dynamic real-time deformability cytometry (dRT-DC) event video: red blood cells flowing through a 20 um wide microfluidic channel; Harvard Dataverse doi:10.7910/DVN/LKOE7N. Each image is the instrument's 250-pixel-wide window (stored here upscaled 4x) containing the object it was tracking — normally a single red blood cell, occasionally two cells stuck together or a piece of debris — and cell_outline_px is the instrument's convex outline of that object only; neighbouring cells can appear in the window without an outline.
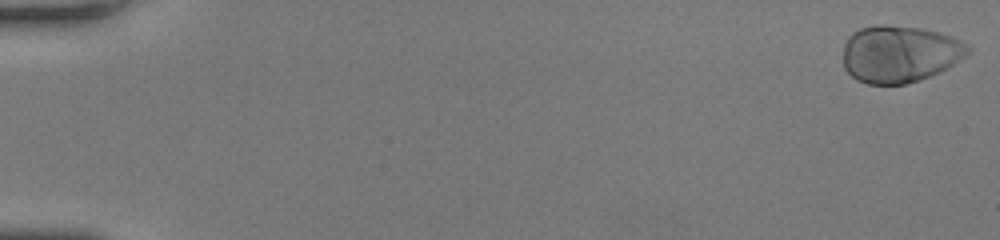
{"species": "human", "species_latin": "Homo sapiens", "temperature_condition": "room temperature", "stored_images_in_passage": 51, "camera_frame_rate_fps": 3000, "um_per_image_px": 0.085, "donor": {"sex": "female"}, "frame": {"image": 1, "passage_image": 1, "time_ms": 0.0, "image_size_px": [1000, 240], "cell_outline_px": [[972, 52], [940, 72], [904, 84], [868, 84], [856, 80], [844, 68], [844, 44], [848, 36], [852, 32], [860, 28], [880, 24], [920, 28], [936, 32], [960, 40], [968, 44], [972, 48]], "centroid_in_image_um": [76.46, 4.58], "position_along_channel_um": 8.5, "area_um2": 41.38}}
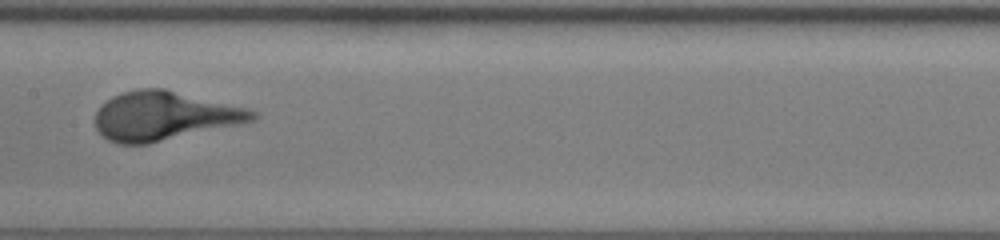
{"frame": {"image": 2, "passage_image": 28, "time_ms": 9.0, "image_size_px": [1000, 240], "cell_outline_px": [[260, 116], [252, 120], [236, 124], [148, 144], [120, 144], [108, 140], [96, 128], [96, 112], [112, 96], [120, 92], [140, 88], [164, 88], [248, 108], [260, 112]], "centroid_in_image_um": [13.96, 9.84], "position_along_channel_um": 193.4, "area_um2": 44.45}}
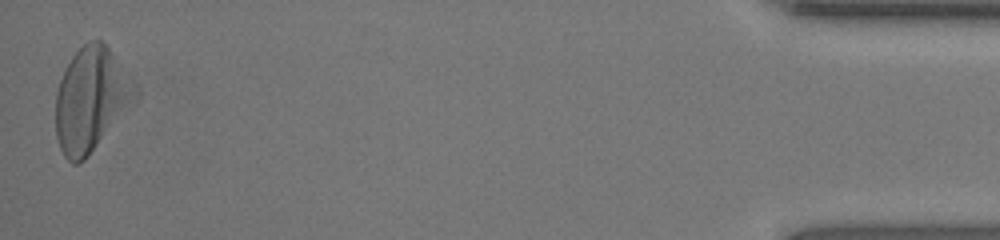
{"frame": {"image": 3, "passage_image": 51, "time_ms": 16.667, "image_size_px": [1000, 240], "cell_outline_px": [[120, 100], [100, 136], [88, 156], [84, 160], [76, 164], [72, 164], [64, 156], [60, 148], [56, 136], [56, 92], [60, 80], [72, 56], [88, 40], [104, 40], [112, 56]], "centroid_in_image_um": [7.27, 8.5], "position_along_channel_um": 427.9, "area_um2": 40.29}}